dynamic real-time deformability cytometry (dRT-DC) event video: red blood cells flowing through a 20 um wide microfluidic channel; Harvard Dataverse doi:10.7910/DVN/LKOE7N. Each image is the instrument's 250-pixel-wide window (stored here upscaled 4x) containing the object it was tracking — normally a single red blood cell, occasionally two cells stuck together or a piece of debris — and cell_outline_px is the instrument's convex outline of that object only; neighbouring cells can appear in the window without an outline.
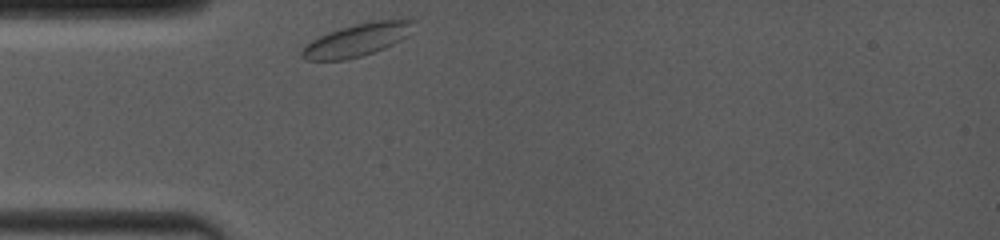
{"species": "common noctule bat (a hibernating species)", "species_latin": "Nyctalus noctula", "temperature_condition": "room temperature", "stored_images_in_passage": 46, "camera_frame_rate_fps": 4000, "um_per_image_px": 0.085, "animal": {"sex": "female", "body_mass_g": 19.0, "forearm_length_mm": 53.3}, "frame": {"image": 1, "passage_image": 1, "time_ms": 0.0, "image_size_px": [1000, 240], "cell_outline_px": [[416, 20], [404, 36], [400, 40], [384, 48], [360, 56], [344, 60], [304, 60], [300, 56], [300, 52], [312, 40], [328, 32], [340, 28], [356, 24], [376, 20]], "centroid_in_image_um": [30.27, 3.41], "position_along_channel_um": 54.7, "area_um2": 20.63}}
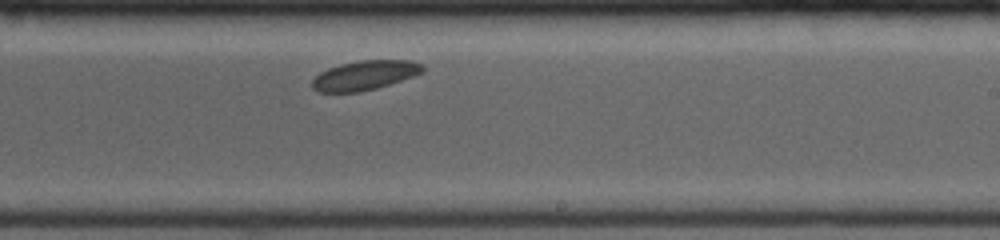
{"frame": {"image": 2, "passage_image": 27, "time_ms": 5.5, "image_size_px": [1000, 240], "cell_outline_px": [[424, 72], [376, 88], [356, 92], [316, 92], [312, 88], [312, 80], [320, 72], [328, 68], [340, 64], [360, 60], [408, 60], [420, 64], [424, 68]], "centroid_in_image_um": [30.95, 6.4], "position_along_channel_um": 258.0, "area_um2": 18.73}}
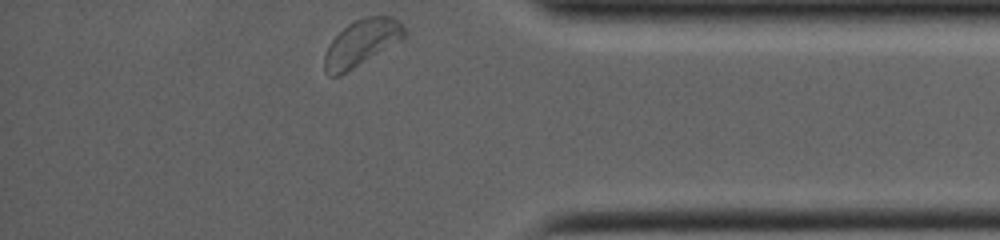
{"frame": {"image": 3, "passage_image": 46, "time_ms": 9.5, "image_size_px": [1000, 240], "cell_outline_px": [[408, 32], [400, 40], [340, 76], [328, 76], [324, 72], [324, 56], [332, 40], [348, 24], [364, 16], [392, 16], [400, 20]], "centroid_in_image_um": [30.74, 3.63], "position_along_channel_um": 404.5, "area_um2": 21.39}}